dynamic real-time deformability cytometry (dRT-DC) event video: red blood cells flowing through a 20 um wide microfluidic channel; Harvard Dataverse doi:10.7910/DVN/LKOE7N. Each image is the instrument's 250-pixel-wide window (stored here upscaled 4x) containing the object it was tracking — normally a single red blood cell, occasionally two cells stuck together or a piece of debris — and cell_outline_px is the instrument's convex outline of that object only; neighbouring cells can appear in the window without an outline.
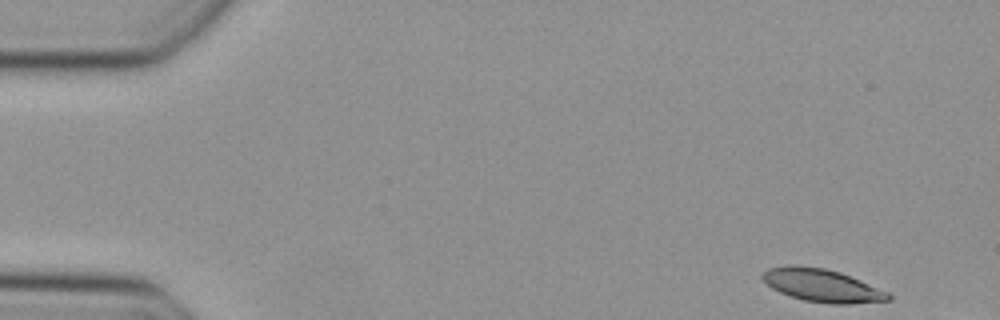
{"species": "Egyptian fruit bat (a non-hibernating species)", "species_latin": "Rousettus aegyptiacus", "temperature_condition": "cold", "stored_images_in_passage": 10, "camera_frame_rate_fps": 3000, "um_per_image_px": 0.085, "animal": {"sex": "female"}, "frame": {"image": 1, "passage_image": 1, "time_ms": 0.0, "image_size_px": [1000, 320], "cell_outline_px": [[892, 300], [852, 304], [832, 304], [804, 300], [780, 292], [772, 288], [760, 276], [768, 268], [824, 268], [840, 272], [860, 280], [888, 292], [892, 296]], "centroid_in_image_um": [69.97, 24.32], "position_along_channel_um": 15.0, "area_um2": 23.24}}